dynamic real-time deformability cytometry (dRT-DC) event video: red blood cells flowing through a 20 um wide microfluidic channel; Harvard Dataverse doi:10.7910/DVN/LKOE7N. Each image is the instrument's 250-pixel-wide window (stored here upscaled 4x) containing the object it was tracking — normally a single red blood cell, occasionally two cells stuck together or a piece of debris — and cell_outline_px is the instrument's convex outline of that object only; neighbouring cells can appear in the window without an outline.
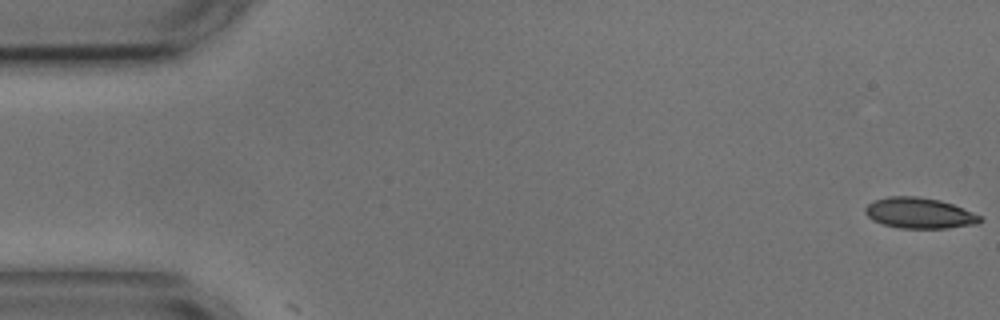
{"species": "common noctule bat (a hibernating species)", "species_latin": "Nyctalus noctula", "temperature_condition": "cold", "stored_images_in_passage": 4, "camera_frame_rate_fps": 3000, "um_per_image_px": 0.085, "animal": {"sex": "male", "body_mass_g": 17.9, "forearm_length_mm": 54.2}, "frame": {"image": 1, "passage_image": 1, "time_ms": 0.0, "image_size_px": [1000, 320], "cell_outline_px": [[984, 220], [976, 224], [948, 228], [900, 228], [884, 224], [872, 220], [864, 212], [864, 208], [872, 200], [888, 196], [916, 196], [940, 200], [952, 204], [972, 212], [980, 216]], "centroid_in_image_um": [78.12, 18.11], "position_along_channel_um": 6.9, "area_um2": 20.58}}
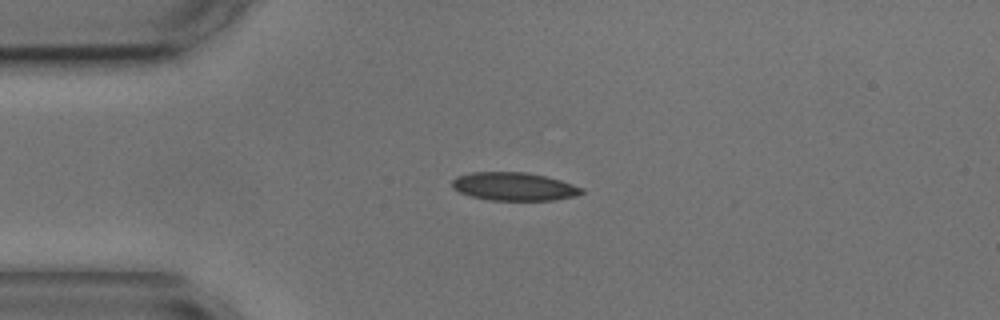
{"frame": {"image": 2, "passage_image": 4, "time_ms": 4.0, "image_size_px": [1000, 320], "cell_outline_px": [[584, 192], [576, 196], [552, 200], [492, 200], [472, 196], [460, 192], [452, 188], [452, 180], [456, 176], [472, 172], [528, 172], [560, 180], [584, 188]], "centroid_in_image_um": [43.69, 15.85], "position_along_channel_um": 41.3, "area_um2": 21.21}}